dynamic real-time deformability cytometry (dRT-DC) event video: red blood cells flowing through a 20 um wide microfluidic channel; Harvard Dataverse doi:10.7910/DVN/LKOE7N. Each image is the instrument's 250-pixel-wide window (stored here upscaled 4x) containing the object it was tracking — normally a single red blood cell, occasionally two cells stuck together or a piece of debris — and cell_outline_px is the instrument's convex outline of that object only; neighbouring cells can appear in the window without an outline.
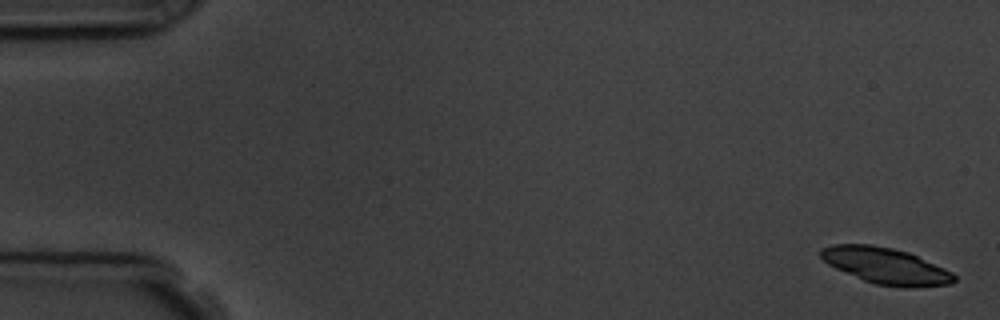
{"species": "common noctule bat (a hibernating species)", "species_latin": "Nyctalus noctula", "temperature_condition": "room temperature", "stored_images_in_passage": 5, "camera_frame_rate_fps": 3000, "um_per_image_px": 0.085, "animal": {"sex": "male", "body_mass_g": 19.5, "forearm_length_mm": 54.6}, "frame": {"image": 1, "passage_image": 1, "time_ms": 0.0, "image_size_px": [1000, 320], "cell_outline_px": [[956, 280], [952, 284], [908, 288], [876, 284], [864, 280], [836, 268], [828, 264], [820, 256], [820, 248], [832, 244], [872, 244], [892, 248], [908, 252], [944, 268], [952, 272], [956, 276]], "centroid_in_image_um": [75.3, 22.59], "position_along_channel_um": 9.7, "area_um2": 28.03}}